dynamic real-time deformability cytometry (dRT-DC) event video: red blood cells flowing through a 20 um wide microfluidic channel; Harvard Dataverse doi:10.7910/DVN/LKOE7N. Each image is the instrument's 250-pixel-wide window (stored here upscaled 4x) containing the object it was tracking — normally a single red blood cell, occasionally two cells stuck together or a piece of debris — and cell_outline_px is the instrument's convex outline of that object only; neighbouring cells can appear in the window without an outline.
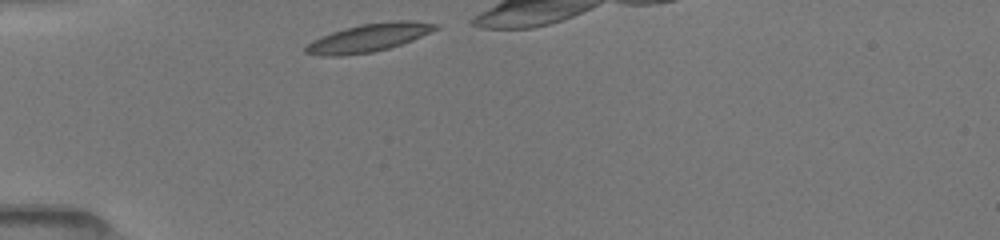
{"species": "common noctule bat (a hibernating species)", "species_latin": "Nyctalus noctula", "temperature_condition": "room temperature", "stored_images_in_passage": 22, "camera_frame_rate_fps": 3000, "um_per_image_px": 0.085, "animal": {"sex": "female", "body_mass_g": 19.5, "forearm_length_mm": 54.1}, "frame": {"image": 1, "passage_image": 1, "time_ms": 0.0, "image_size_px": [1000, 240], "cell_outline_px": [[440, 28], [412, 40], [388, 48], [372, 52], [340, 56], [320, 56], [304, 52], [304, 48], [312, 40], [332, 32], [344, 28], [360, 24], [396, 20], [408, 20], [436, 24]], "centroid_in_image_um": [31.31, 3.21], "position_along_channel_um": 53.7, "area_um2": 21.1}}
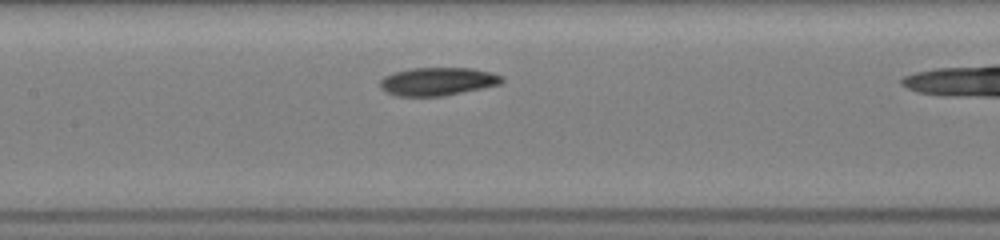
{"frame": {"image": 2, "passage_image": 11, "time_ms": 3.333, "image_size_px": [1000, 240], "cell_outline_px": [[504, 80], [500, 84], [484, 88], [444, 96], [396, 96], [380, 88], [380, 80], [384, 76], [408, 68], [472, 68], [492, 72], [504, 76]], "centroid_in_image_um": [37.23, 6.92], "position_along_channel_um": 170.2, "area_um2": 20.11}}
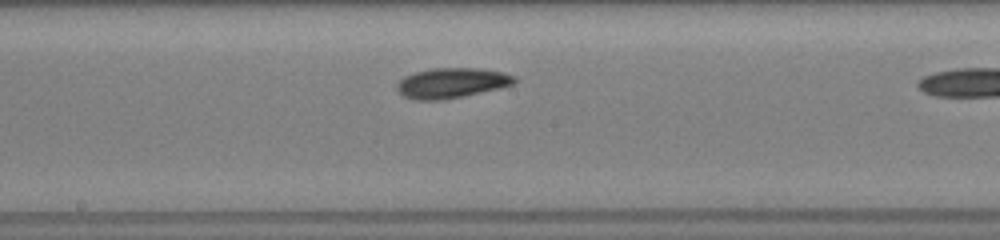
{"frame": {"image": 3, "passage_image": 14, "time_ms": 4.333, "image_size_px": [1000, 240], "cell_outline_px": [[516, 80], [512, 84], [500, 88], [464, 96], [444, 100], [412, 100], [404, 96], [396, 88], [396, 84], [404, 76], [416, 72], [432, 68], [480, 68], [504, 72], [516, 76]], "centroid_in_image_um": [38.39, 7.05], "position_along_channel_um": 209.8, "area_um2": 20.75}}